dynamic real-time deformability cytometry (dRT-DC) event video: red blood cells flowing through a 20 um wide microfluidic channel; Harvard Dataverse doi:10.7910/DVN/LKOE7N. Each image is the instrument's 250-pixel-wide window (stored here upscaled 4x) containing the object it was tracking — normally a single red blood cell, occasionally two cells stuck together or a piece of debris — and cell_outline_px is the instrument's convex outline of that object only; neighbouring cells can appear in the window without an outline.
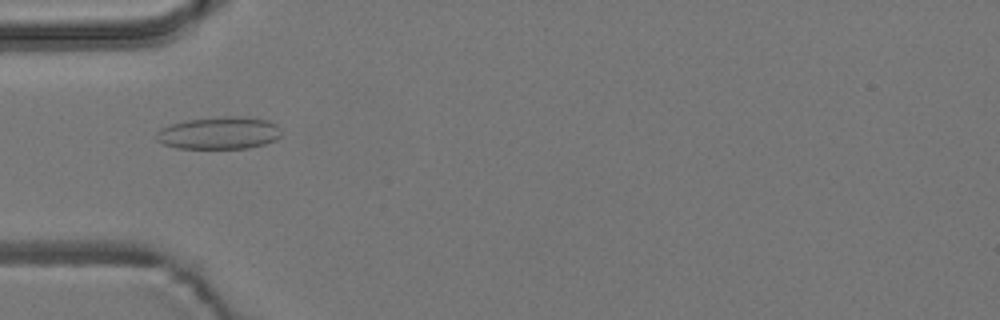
{"species": "common noctule bat (a hibernating species)", "species_latin": "Nyctalus noctula", "temperature_condition": "room temperature", "stored_images_in_passage": 10, "camera_frame_rate_fps": 3000, "um_per_image_px": 0.085, "animal": {"sex": "male", "body_mass_g": 19.2, "forearm_length_mm": 51.8}, "frame": {"image": 1, "passage_image": 6, "time_ms": 1.667, "image_size_px": [1000, 320], "cell_outline_px": [[280, 136], [276, 140], [264, 144], [248, 148], [176, 148], [164, 144], [156, 140], [156, 132], [160, 128], [172, 124], [188, 120], [220, 116], [240, 116], [268, 120], [276, 124], [280, 128]], "centroid_in_image_um": [18.63, 11.3], "position_along_channel_um": 66.4, "area_um2": 23.64}}
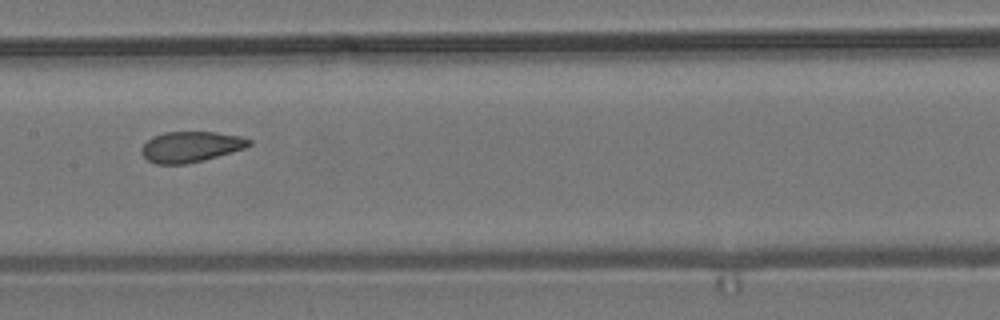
{"frame": {"image": 2, "passage_image": 9, "time_ms": 2.667, "image_size_px": [1000, 320], "cell_outline_px": [[252, 144], [244, 148], [232, 152], [204, 160], [184, 164], [156, 164], [148, 160], [140, 152], [140, 148], [152, 136], [164, 132], [216, 132], [240, 136], [252, 140]], "centroid_in_image_um": [16.2, 12.47], "position_along_channel_um": 191.2, "area_um2": 19.25}}
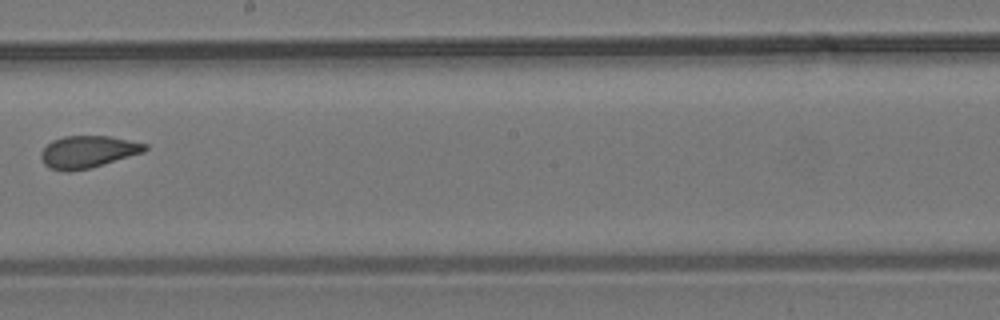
{"frame": {"image": 3, "passage_image": 10, "time_ms": 3.0, "image_size_px": [1000, 320], "cell_outline_px": [[148, 148], [144, 152], [88, 168], [68, 172], [64, 172], [48, 168], [44, 164], [40, 156], [40, 152], [52, 140], [64, 136], [112, 136], [148, 144]], "centroid_in_image_um": [7.44, 12.9], "position_along_channel_um": 240.8, "area_um2": 19.48}}